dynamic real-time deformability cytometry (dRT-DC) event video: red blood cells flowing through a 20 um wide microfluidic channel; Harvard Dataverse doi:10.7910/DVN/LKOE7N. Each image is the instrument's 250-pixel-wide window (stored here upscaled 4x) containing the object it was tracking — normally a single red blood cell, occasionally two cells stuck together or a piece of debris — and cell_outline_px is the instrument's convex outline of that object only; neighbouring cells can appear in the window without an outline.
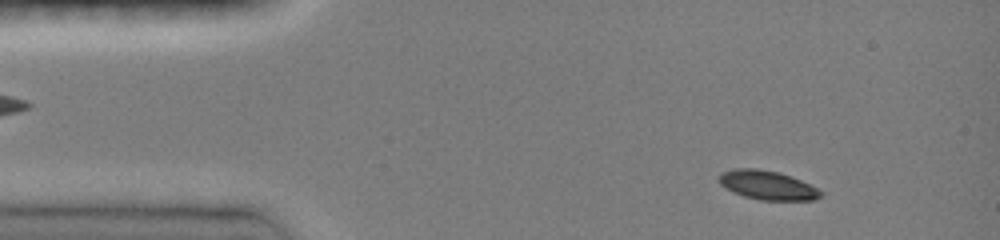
{"species": "common noctule bat (a hibernating species)", "species_latin": "Nyctalus noctula", "temperature_condition": "room temperature", "stored_images_in_passage": 44, "camera_frame_rate_fps": 3000, "um_per_image_px": 0.085, "animal": {"sex": "female", "body_mass_g": 19.0, "forearm_length_mm": 51.5}, "frame": {"image": 1, "passage_image": 5, "time_ms": 1.333, "image_size_px": [1000, 240], "cell_outline_px": [[824, 196], [812, 200], [760, 200], [744, 196], [732, 192], [724, 188], [720, 184], [720, 176], [724, 172], [736, 168], [756, 168], [776, 172], [812, 184], [824, 192]], "centroid_in_image_um": [65.28, 15.76], "position_along_channel_um": 19.7, "area_um2": 17.17}}
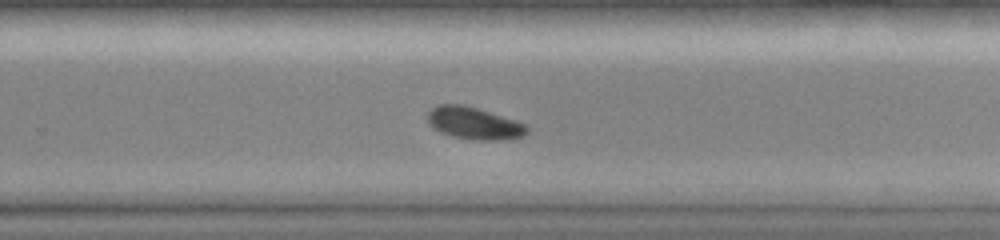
{"frame": {"image": 2, "passage_image": 30, "time_ms": 9.667, "image_size_px": [1000, 240], "cell_outline_px": [[528, 132], [520, 136], [508, 140], [472, 140], [452, 136], [440, 132], [428, 120], [428, 112], [436, 104], [464, 104], [516, 120], [528, 124]], "centroid_in_image_um": [40.33, 10.47], "position_along_channel_um": 289.5, "area_um2": 18.67}}
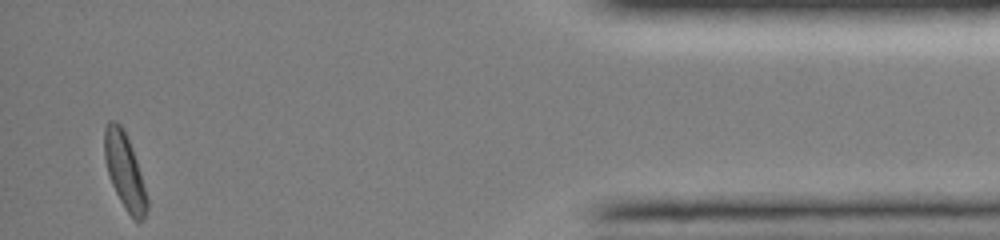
{"frame": {"image": 3, "passage_image": 44, "time_ms": 14.333, "image_size_px": [1000, 240], "cell_outline_px": [[148, 208], [144, 220], [136, 220], [124, 208], [112, 184], [108, 172], [104, 156], [104, 128], [108, 120], [116, 120], [120, 124], [132, 148], [140, 172], [148, 200]], "centroid_in_image_um": [10.59, 14.52], "position_along_channel_um": 424.6, "area_um2": 18.5}, "authors_computed_cell_mechanics": {"area_um2": 18.3804, "velocity_mm_per_s": 4.0938, "shape_relaxation_time_tau1_ms": 3.215, "shape_relaxation_time_tau2_ms": null, "deformation_change_tau1": 0.1414, "deformation_change_tau2": null}}